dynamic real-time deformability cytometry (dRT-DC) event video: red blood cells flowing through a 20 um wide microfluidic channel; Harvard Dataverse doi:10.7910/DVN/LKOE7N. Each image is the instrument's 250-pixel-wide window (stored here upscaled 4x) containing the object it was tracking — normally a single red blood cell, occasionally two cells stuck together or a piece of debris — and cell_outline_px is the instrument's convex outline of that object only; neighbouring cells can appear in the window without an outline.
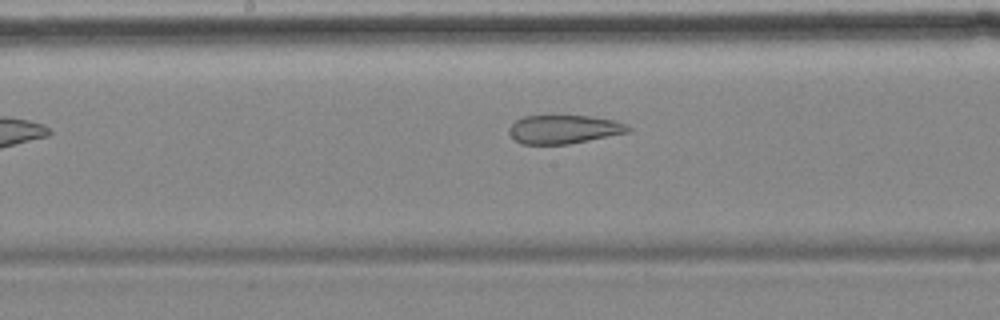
{"species": "common noctule bat (a hibernating species)", "species_latin": "Nyctalus noctula", "temperature_condition": "cold", "stored_images_in_passage": 8, "camera_frame_rate_fps": 3000, "um_per_image_px": 0.085, "animal": {"sex": "female", "body_mass_g": 18.4}, "frame": {"image": 1, "passage_image": 8, "time_ms": 8.667, "image_size_px": [1000, 320], "cell_outline_px": [[632, 128], [628, 132], [568, 144], [520, 144], [508, 132], [508, 128], [516, 120], [524, 116], [592, 116], [616, 120], [628, 124]], "centroid_in_image_um": [47.94, 10.98], "position_along_channel_um": 200.3, "area_um2": 19.83}}